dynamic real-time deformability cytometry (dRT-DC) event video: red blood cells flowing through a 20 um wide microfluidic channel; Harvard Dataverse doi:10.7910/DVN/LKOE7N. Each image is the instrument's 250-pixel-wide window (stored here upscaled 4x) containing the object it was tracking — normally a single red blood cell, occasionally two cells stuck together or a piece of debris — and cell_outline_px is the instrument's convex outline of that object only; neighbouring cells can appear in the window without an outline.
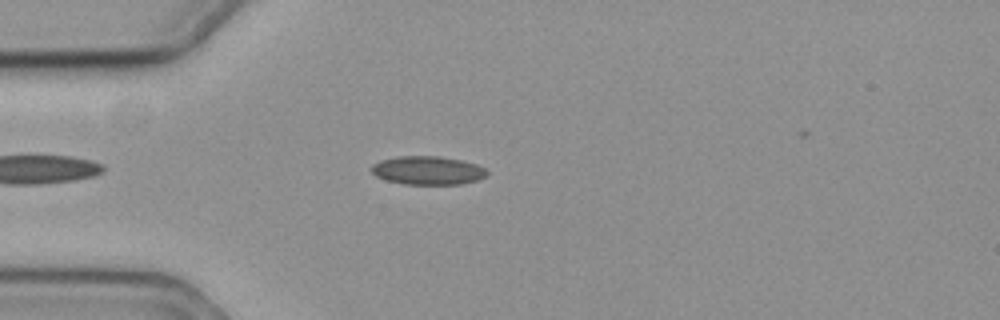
{"species": "common noctule bat (a hibernating species)", "species_latin": "Nyctalus noctula", "temperature_condition": "cold", "stored_images_in_passage": 49, "camera_frame_rate_fps": 3000, "um_per_image_px": 0.085, "animal": {"sex": "female", "body_mass_g": 19.3, "forearm_length_mm": 54.1}, "frame": {"image": 1, "passage_image": 6, "time_ms": 1.667, "image_size_px": [1000, 320], "cell_outline_px": [[488, 172], [484, 176], [476, 180], [460, 184], [404, 184], [384, 180], [376, 176], [372, 172], [372, 164], [380, 160], [400, 156], [440, 156], [460, 160], [476, 164], [484, 168]], "centroid_in_image_um": [36.32, 14.48], "position_along_channel_um": 48.7, "area_um2": 19.07}}
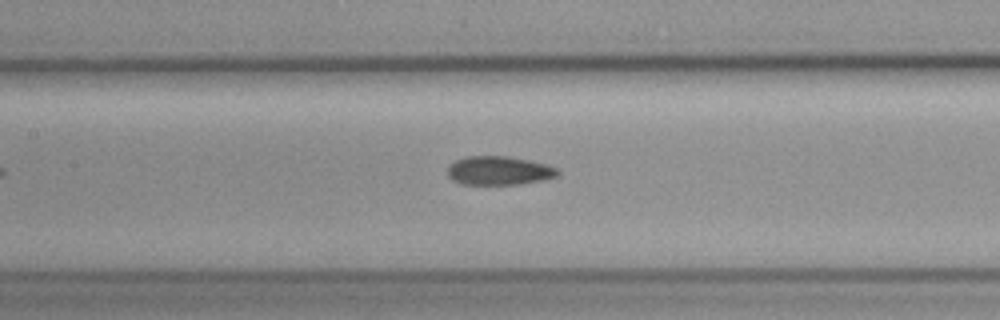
{"frame": {"image": 2, "passage_image": 17, "time_ms": 5.333, "image_size_px": [1000, 320], "cell_outline_px": [[560, 172], [556, 176], [544, 180], [520, 184], [460, 184], [452, 180], [448, 176], [448, 168], [456, 160], [468, 156], [508, 156], [528, 160], [544, 164], [556, 168]], "centroid_in_image_um": [42.4, 14.51], "position_along_channel_um": 165.0, "area_um2": 18.32}}
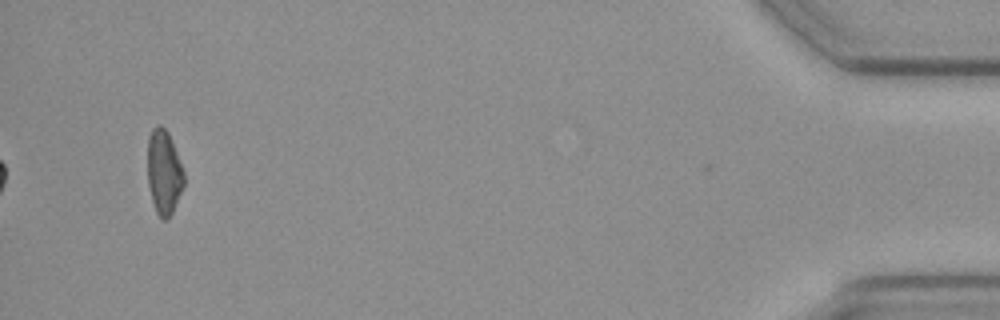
{"frame": {"image": 3, "passage_image": 46, "time_ms": 15.0, "image_size_px": [1000, 320], "cell_outline_px": [[184, 184], [172, 212], [168, 220], [160, 220], [156, 212], [152, 200], [148, 184], [148, 136], [152, 128], [156, 124], [160, 124], [168, 132], [184, 172]], "centroid_in_image_um": [13.92, 14.64], "position_along_channel_um": 421.3, "area_um2": 17.86}, "authors_computed_cell_mechanics": {"area_um2": 18.496, "velocity_mm_per_s": 3.5451, "shape_relaxation_time_tau1_ms": null, "shape_relaxation_time_tau2_ms": 3.4844, "deformation_change_tau1": null, "deformation_change_tau2": 0.0937}}